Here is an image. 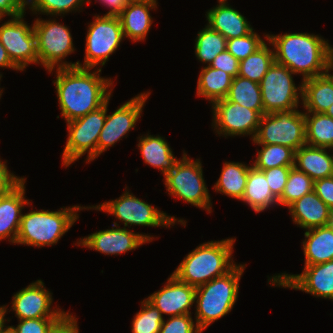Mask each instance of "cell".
I'll return each instance as SVG.
<instances>
[{"label": "cell", "instance_id": "1", "mask_svg": "<svg viewBox=\"0 0 333 333\" xmlns=\"http://www.w3.org/2000/svg\"><path fill=\"white\" fill-rule=\"evenodd\" d=\"M90 70L78 66L56 69L53 83L66 123L99 109L111 98V78L100 77L102 68Z\"/></svg>", "mask_w": 333, "mask_h": 333}, {"label": "cell", "instance_id": "2", "mask_svg": "<svg viewBox=\"0 0 333 333\" xmlns=\"http://www.w3.org/2000/svg\"><path fill=\"white\" fill-rule=\"evenodd\" d=\"M265 39L274 47L275 62L286 66L302 80L323 75L331 56V45L322 36L310 33L266 34Z\"/></svg>", "mask_w": 333, "mask_h": 333}, {"label": "cell", "instance_id": "3", "mask_svg": "<svg viewBox=\"0 0 333 333\" xmlns=\"http://www.w3.org/2000/svg\"><path fill=\"white\" fill-rule=\"evenodd\" d=\"M235 240L227 238L200 244L186 255L172 274L194 287L227 274L237 265L232 258Z\"/></svg>", "mask_w": 333, "mask_h": 333}, {"label": "cell", "instance_id": "4", "mask_svg": "<svg viewBox=\"0 0 333 333\" xmlns=\"http://www.w3.org/2000/svg\"><path fill=\"white\" fill-rule=\"evenodd\" d=\"M245 266L237 264L227 274L196 287L195 322L202 332L231 312L238 298L239 281Z\"/></svg>", "mask_w": 333, "mask_h": 333}, {"label": "cell", "instance_id": "5", "mask_svg": "<svg viewBox=\"0 0 333 333\" xmlns=\"http://www.w3.org/2000/svg\"><path fill=\"white\" fill-rule=\"evenodd\" d=\"M83 206L62 207L57 211L30 210L22 215L15 244L34 247L52 246L77 221Z\"/></svg>", "mask_w": 333, "mask_h": 333}, {"label": "cell", "instance_id": "6", "mask_svg": "<svg viewBox=\"0 0 333 333\" xmlns=\"http://www.w3.org/2000/svg\"><path fill=\"white\" fill-rule=\"evenodd\" d=\"M182 159L164 175V185L169 195L182 199L208 213L212 212V202L206 186L200 159L192 160L183 152Z\"/></svg>", "mask_w": 333, "mask_h": 333}, {"label": "cell", "instance_id": "7", "mask_svg": "<svg viewBox=\"0 0 333 333\" xmlns=\"http://www.w3.org/2000/svg\"><path fill=\"white\" fill-rule=\"evenodd\" d=\"M109 100L99 109L67 122L68 138L62 153V165L69 167L87 153L86 163L97 158V144L105 124Z\"/></svg>", "mask_w": 333, "mask_h": 333}, {"label": "cell", "instance_id": "8", "mask_svg": "<svg viewBox=\"0 0 333 333\" xmlns=\"http://www.w3.org/2000/svg\"><path fill=\"white\" fill-rule=\"evenodd\" d=\"M88 209L107 212L108 215L116 216L115 218L124 223V228L132 225L147 227H171L181 224L186 226V220L177 219L174 216L167 215L158 208L150 205L142 199H139L125 190L119 198L104 202L96 206H88ZM180 222V223H179ZM130 225V226H129Z\"/></svg>", "mask_w": 333, "mask_h": 333}, {"label": "cell", "instance_id": "9", "mask_svg": "<svg viewBox=\"0 0 333 333\" xmlns=\"http://www.w3.org/2000/svg\"><path fill=\"white\" fill-rule=\"evenodd\" d=\"M33 27L36 34L38 64L46 68L49 73L55 68L78 65V61L76 63L63 61L75 51L70 29L66 25L59 24L56 19L37 18Z\"/></svg>", "mask_w": 333, "mask_h": 333}, {"label": "cell", "instance_id": "10", "mask_svg": "<svg viewBox=\"0 0 333 333\" xmlns=\"http://www.w3.org/2000/svg\"><path fill=\"white\" fill-rule=\"evenodd\" d=\"M255 144H279L295 151L306 144L305 112L298 109L263 114Z\"/></svg>", "mask_w": 333, "mask_h": 333}, {"label": "cell", "instance_id": "11", "mask_svg": "<svg viewBox=\"0 0 333 333\" xmlns=\"http://www.w3.org/2000/svg\"><path fill=\"white\" fill-rule=\"evenodd\" d=\"M124 38L118 16L95 14L94 21L88 24L84 63L78 61L77 66L91 69L104 66Z\"/></svg>", "mask_w": 333, "mask_h": 333}, {"label": "cell", "instance_id": "12", "mask_svg": "<svg viewBox=\"0 0 333 333\" xmlns=\"http://www.w3.org/2000/svg\"><path fill=\"white\" fill-rule=\"evenodd\" d=\"M292 71L274 62L263 76L260 84L265 114L297 109L302 100V81L296 87Z\"/></svg>", "mask_w": 333, "mask_h": 333}, {"label": "cell", "instance_id": "13", "mask_svg": "<svg viewBox=\"0 0 333 333\" xmlns=\"http://www.w3.org/2000/svg\"><path fill=\"white\" fill-rule=\"evenodd\" d=\"M25 13L10 17L0 26V43L6 49L12 63L20 70L29 64H38L36 34L33 24L23 19ZM3 18H0V22Z\"/></svg>", "mask_w": 333, "mask_h": 333}, {"label": "cell", "instance_id": "14", "mask_svg": "<svg viewBox=\"0 0 333 333\" xmlns=\"http://www.w3.org/2000/svg\"><path fill=\"white\" fill-rule=\"evenodd\" d=\"M211 107L213 110L211 126L219 136L251 135V139H254L261 119L257 111L226 99L214 102Z\"/></svg>", "mask_w": 333, "mask_h": 333}, {"label": "cell", "instance_id": "15", "mask_svg": "<svg viewBox=\"0 0 333 333\" xmlns=\"http://www.w3.org/2000/svg\"><path fill=\"white\" fill-rule=\"evenodd\" d=\"M271 278V279H270ZM271 285L301 290L314 297L333 301V260L304 266L301 274L281 273L268 277Z\"/></svg>", "mask_w": 333, "mask_h": 333}, {"label": "cell", "instance_id": "16", "mask_svg": "<svg viewBox=\"0 0 333 333\" xmlns=\"http://www.w3.org/2000/svg\"><path fill=\"white\" fill-rule=\"evenodd\" d=\"M149 92L140 93L117 108L111 115L106 113L105 124L100 132L97 144V157L109 147L127 136L141 117ZM126 135V136H125Z\"/></svg>", "mask_w": 333, "mask_h": 333}, {"label": "cell", "instance_id": "17", "mask_svg": "<svg viewBox=\"0 0 333 333\" xmlns=\"http://www.w3.org/2000/svg\"><path fill=\"white\" fill-rule=\"evenodd\" d=\"M154 237L139 234L126 228H120L119 224L113 223L111 229L96 231L77 241V246L94 249L106 255H120L135 250L144 243L152 242Z\"/></svg>", "mask_w": 333, "mask_h": 333}, {"label": "cell", "instance_id": "18", "mask_svg": "<svg viewBox=\"0 0 333 333\" xmlns=\"http://www.w3.org/2000/svg\"><path fill=\"white\" fill-rule=\"evenodd\" d=\"M52 293L46 289L42 280L32 282L13 295L12 310L18 320L45 317H61L65 311L52 307ZM56 308V309H55Z\"/></svg>", "mask_w": 333, "mask_h": 333}, {"label": "cell", "instance_id": "19", "mask_svg": "<svg viewBox=\"0 0 333 333\" xmlns=\"http://www.w3.org/2000/svg\"><path fill=\"white\" fill-rule=\"evenodd\" d=\"M196 287L180 281L171 274L162 289L155 291L146 299L153 304L161 314L177 316L192 314L191 307L195 302Z\"/></svg>", "mask_w": 333, "mask_h": 333}, {"label": "cell", "instance_id": "20", "mask_svg": "<svg viewBox=\"0 0 333 333\" xmlns=\"http://www.w3.org/2000/svg\"><path fill=\"white\" fill-rule=\"evenodd\" d=\"M25 183L26 179L22 177L7 193L0 196V241L8 238L9 243L16 242L22 209L31 204L25 198Z\"/></svg>", "mask_w": 333, "mask_h": 333}, {"label": "cell", "instance_id": "21", "mask_svg": "<svg viewBox=\"0 0 333 333\" xmlns=\"http://www.w3.org/2000/svg\"><path fill=\"white\" fill-rule=\"evenodd\" d=\"M157 0H137L126 3L118 15L125 38L133 42L144 41L152 25L151 9L157 8Z\"/></svg>", "mask_w": 333, "mask_h": 333}, {"label": "cell", "instance_id": "22", "mask_svg": "<svg viewBox=\"0 0 333 333\" xmlns=\"http://www.w3.org/2000/svg\"><path fill=\"white\" fill-rule=\"evenodd\" d=\"M292 221L306 230L327 226L331 209L312 191L288 206Z\"/></svg>", "mask_w": 333, "mask_h": 333}, {"label": "cell", "instance_id": "23", "mask_svg": "<svg viewBox=\"0 0 333 333\" xmlns=\"http://www.w3.org/2000/svg\"><path fill=\"white\" fill-rule=\"evenodd\" d=\"M206 18L207 24L227 40L245 36L254 30L250 22L229 4L211 8L206 12Z\"/></svg>", "mask_w": 333, "mask_h": 333}, {"label": "cell", "instance_id": "24", "mask_svg": "<svg viewBox=\"0 0 333 333\" xmlns=\"http://www.w3.org/2000/svg\"><path fill=\"white\" fill-rule=\"evenodd\" d=\"M313 181L333 176V154L327 148L303 145L295 151V165Z\"/></svg>", "mask_w": 333, "mask_h": 333}, {"label": "cell", "instance_id": "25", "mask_svg": "<svg viewBox=\"0 0 333 333\" xmlns=\"http://www.w3.org/2000/svg\"><path fill=\"white\" fill-rule=\"evenodd\" d=\"M137 144L144 163L159 169L163 175L170 172L179 161L165 138L157 135L140 136Z\"/></svg>", "mask_w": 333, "mask_h": 333}, {"label": "cell", "instance_id": "26", "mask_svg": "<svg viewBox=\"0 0 333 333\" xmlns=\"http://www.w3.org/2000/svg\"><path fill=\"white\" fill-rule=\"evenodd\" d=\"M302 249L305 265H316L333 260V229L321 226L306 230Z\"/></svg>", "mask_w": 333, "mask_h": 333}, {"label": "cell", "instance_id": "27", "mask_svg": "<svg viewBox=\"0 0 333 333\" xmlns=\"http://www.w3.org/2000/svg\"><path fill=\"white\" fill-rule=\"evenodd\" d=\"M302 107L305 112L325 113L333 104V87L324 76L302 80Z\"/></svg>", "mask_w": 333, "mask_h": 333}, {"label": "cell", "instance_id": "28", "mask_svg": "<svg viewBox=\"0 0 333 333\" xmlns=\"http://www.w3.org/2000/svg\"><path fill=\"white\" fill-rule=\"evenodd\" d=\"M241 200L256 213L262 212L272 205H278V199L272 194L264 172L253 165L249 168L246 188Z\"/></svg>", "mask_w": 333, "mask_h": 333}, {"label": "cell", "instance_id": "29", "mask_svg": "<svg viewBox=\"0 0 333 333\" xmlns=\"http://www.w3.org/2000/svg\"><path fill=\"white\" fill-rule=\"evenodd\" d=\"M233 77L222 70L210 66L202 67L197 81L196 94L213 104L225 99L232 84Z\"/></svg>", "mask_w": 333, "mask_h": 333}, {"label": "cell", "instance_id": "30", "mask_svg": "<svg viewBox=\"0 0 333 333\" xmlns=\"http://www.w3.org/2000/svg\"><path fill=\"white\" fill-rule=\"evenodd\" d=\"M250 166L239 162H225L221 175L213 186L216 192L241 201Z\"/></svg>", "mask_w": 333, "mask_h": 333}, {"label": "cell", "instance_id": "31", "mask_svg": "<svg viewBox=\"0 0 333 333\" xmlns=\"http://www.w3.org/2000/svg\"><path fill=\"white\" fill-rule=\"evenodd\" d=\"M306 144L333 151V118L325 113L305 112Z\"/></svg>", "mask_w": 333, "mask_h": 333}, {"label": "cell", "instance_id": "32", "mask_svg": "<svg viewBox=\"0 0 333 333\" xmlns=\"http://www.w3.org/2000/svg\"><path fill=\"white\" fill-rule=\"evenodd\" d=\"M230 102L257 111L261 116L265 114L260 84L247 78L236 76L232 80L228 94L225 97Z\"/></svg>", "mask_w": 333, "mask_h": 333}, {"label": "cell", "instance_id": "33", "mask_svg": "<svg viewBox=\"0 0 333 333\" xmlns=\"http://www.w3.org/2000/svg\"><path fill=\"white\" fill-rule=\"evenodd\" d=\"M275 62L274 49L265 43L256 52L239 61L238 76L260 83L269 67Z\"/></svg>", "mask_w": 333, "mask_h": 333}, {"label": "cell", "instance_id": "34", "mask_svg": "<svg viewBox=\"0 0 333 333\" xmlns=\"http://www.w3.org/2000/svg\"><path fill=\"white\" fill-rule=\"evenodd\" d=\"M195 55L200 62L210 64L223 51L226 50L227 39L208 24L198 32L195 39Z\"/></svg>", "mask_w": 333, "mask_h": 333}, {"label": "cell", "instance_id": "35", "mask_svg": "<svg viewBox=\"0 0 333 333\" xmlns=\"http://www.w3.org/2000/svg\"><path fill=\"white\" fill-rule=\"evenodd\" d=\"M261 145L257 157L252 164L258 170H267L279 166L295 165V150L279 144H257Z\"/></svg>", "mask_w": 333, "mask_h": 333}, {"label": "cell", "instance_id": "36", "mask_svg": "<svg viewBox=\"0 0 333 333\" xmlns=\"http://www.w3.org/2000/svg\"><path fill=\"white\" fill-rule=\"evenodd\" d=\"M314 181L311 177L296 167H292L284 191L278 199V205L288 207L295 200L313 191Z\"/></svg>", "mask_w": 333, "mask_h": 333}, {"label": "cell", "instance_id": "37", "mask_svg": "<svg viewBox=\"0 0 333 333\" xmlns=\"http://www.w3.org/2000/svg\"><path fill=\"white\" fill-rule=\"evenodd\" d=\"M164 317L147 299L141 302V310L134 315L132 333H159Z\"/></svg>", "mask_w": 333, "mask_h": 333}, {"label": "cell", "instance_id": "38", "mask_svg": "<svg viewBox=\"0 0 333 333\" xmlns=\"http://www.w3.org/2000/svg\"><path fill=\"white\" fill-rule=\"evenodd\" d=\"M88 0H26V6L33 14H46L52 16L65 15L72 11H80ZM38 12V13H37Z\"/></svg>", "mask_w": 333, "mask_h": 333}, {"label": "cell", "instance_id": "39", "mask_svg": "<svg viewBox=\"0 0 333 333\" xmlns=\"http://www.w3.org/2000/svg\"><path fill=\"white\" fill-rule=\"evenodd\" d=\"M264 44V39L252 30L245 36L227 40L226 50L230 52L238 61H241L256 52Z\"/></svg>", "mask_w": 333, "mask_h": 333}, {"label": "cell", "instance_id": "40", "mask_svg": "<svg viewBox=\"0 0 333 333\" xmlns=\"http://www.w3.org/2000/svg\"><path fill=\"white\" fill-rule=\"evenodd\" d=\"M193 320L191 314L172 316L168 321L164 319L159 333H202Z\"/></svg>", "mask_w": 333, "mask_h": 333}, {"label": "cell", "instance_id": "41", "mask_svg": "<svg viewBox=\"0 0 333 333\" xmlns=\"http://www.w3.org/2000/svg\"><path fill=\"white\" fill-rule=\"evenodd\" d=\"M292 167L294 166H279L267 170H261L265 174L266 180L272 191V194L277 199L281 197L284 191L287 178Z\"/></svg>", "mask_w": 333, "mask_h": 333}, {"label": "cell", "instance_id": "42", "mask_svg": "<svg viewBox=\"0 0 333 333\" xmlns=\"http://www.w3.org/2000/svg\"><path fill=\"white\" fill-rule=\"evenodd\" d=\"M60 317H45L35 319L18 320L19 323L15 327L10 326L15 333H47L50 327Z\"/></svg>", "mask_w": 333, "mask_h": 333}, {"label": "cell", "instance_id": "43", "mask_svg": "<svg viewBox=\"0 0 333 333\" xmlns=\"http://www.w3.org/2000/svg\"><path fill=\"white\" fill-rule=\"evenodd\" d=\"M210 67L222 70L233 78L239 74V61L227 50L221 52L210 64Z\"/></svg>", "mask_w": 333, "mask_h": 333}, {"label": "cell", "instance_id": "44", "mask_svg": "<svg viewBox=\"0 0 333 333\" xmlns=\"http://www.w3.org/2000/svg\"><path fill=\"white\" fill-rule=\"evenodd\" d=\"M313 191L333 210V176L314 181Z\"/></svg>", "mask_w": 333, "mask_h": 333}, {"label": "cell", "instance_id": "45", "mask_svg": "<svg viewBox=\"0 0 333 333\" xmlns=\"http://www.w3.org/2000/svg\"><path fill=\"white\" fill-rule=\"evenodd\" d=\"M47 333H79L77 318L67 311L50 327Z\"/></svg>", "mask_w": 333, "mask_h": 333}, {"label": "cell", "instance_id": "46", "mask_svg": "<svg viewBox=\"0 0 333 333\" xmlns=\"http://www.w3.org/2000/svg\"><path fill=\"white\" fill-rule=\"evenodd\" d=\"M26 0H0V18L17 17L26 13Z\"/></svg>", "mask_w": 333, "mask_h": 333}, {"label": "cell", "instance_id": "47", "mask_svg": "<svg viewBox=\"0 0 333 333\" xmlns=\"http://www.w3.org/2000/svg\"><path fill=\"white\" fill-rule=\"evenodd\" d=\"M7 161H2L0 158V196L7 193L15 186L22 177H18L13 172L8 171Z\"/></svg>", "mask_w": 333, "mask_h": 333}, {"label": "cell", "instance_id": "48", "mask_svg": "<svg viewBox=\"0 0 333 333\" xmlns=\"http://www.w3.org/2000/svg\"><path fill=\"white\" fill-rule=\"evenodd\" d=\"M102 3L103 5H106L111 10H109L104 15H110V16H118L122 10L124 9L126 3L137 1V0H98V2ZM91 0H88L87 4H90Z\"/></svg>", "mask_w": 333, "mask_h": 333}, {"label": "cell", "instance_id": "49", "mask_svg": "<svg viewBox=\"0 0 333 333\" xmlns=\"http://www.w3.org/2000/svg\"><path fill=\"white\" fill-rule=\"evenodd\" d=\"M0 67L1 68H11L13 70L20 71L9 58L6 49L0 43Z\"/></svg>", "mask_w": 333, "mask_h": 333}, {"label": "cell", "instance_id": "50", "mask_svg": "<svg viewBox=\"0 0 333 333\" xmlns=\"http://www.w3.org/2000/svg\"><path fill=\"white\" fill-rule=\"evenodd\" d=\"M333 71V58L330 56L326 62L325 70L323 71V75L329 80L333 87V73L330 74V72Z\"/></svg>", "mask_w": 333, "mask_h": 333}, {"label": "cell", "instance_id": "51", "mask_svg": "<svg viewBox=\"0 0 333 333\" xmlns=\"http://www.w3.org/2000/svg\"><path fill=\"white\" fill-rule=\"evenodd\" d=\"M7 308H8L7 305L0 306V331L5 325H7L6 321L10 322V320H8V319L6 320V318H5V315L9 310Z\"/></svg>", "mask_w": 333, "mask_h": 333}, {"label": "cell", "instance_id": "52", "mask_svg": "<svg viewBox=\"0 0 333 333\" xmlns=\"http://www.w3.org/2000/svg\"><path fill=\"white\" fill-rule=\"evenodd\" d=\"M0 333H15L10 326L6 325L1 329Z\"/></svg>", "mask_w": 333, "mask_h": 333}, {"label": "cell", "instance_id": "53", "mask_svg": "<svg viewBox=\"0 0 333 333\" xmlns=\"http://www.w3.org/2000/svg\"><path fill=\"white\" fill-rule=\"evenodd\" d=\"M325 114L333 118V104L325 111Z\"/></svg>", "mask_w": 333, "mask_h": 333}, {"label": "cell", "instance_id": "54", "mask_svg": "<svg viewBox=\"0 0 333 333\" xmlns=\"http://www.w3.org/2000/svg\"><path fill=\"white\" fill-rule=\"evenodd\" d=\"M328 226L333 229V210H331V212H330Z\"/></svg>", "mask_w": 333, "mask_h": 333}, {"label": "cell", "instance_id": "55", "mask_svg": "<svg viewBox=\"0 0 333 333\" xmlns=\"http://www.w3.org/2000/svg\"><path fill=\"white\" fill-rule=\"evenodd\" d=\"M219 5L228 4L227 0H218Z\"/></svg>", "mask_w": 333, "mask_h": 333}, {"label": "cell", "instance_id": "56", "mask_svg": "<svg viewBox=\"0 0 333 333\" xmlns=\"http://www.w3.org/2000/svg\"><path fill=\"white\" fill-rule=\"evenodd\" d=\"M1 77H2V74L0 73V81H1ZM3 89H4V88L0 89V97L2 96ZM0 99H1V98H0Z\"/></svg>", "mask_w": 333, "mask_h": 333}, {"label": "cell", "instance_id": "57", "mask_svg": "<svg viewBox=\"0 0 333 333\" xmlns=\"http://www.w3.org/2000/svg\"><path fill=\"white\" fill-rule=\"evenodd\" d=\"M331 57L333 58V47L331 45Z\"/></svg>", "mask_w": 333, "mask_h": 333}]
</instances>
